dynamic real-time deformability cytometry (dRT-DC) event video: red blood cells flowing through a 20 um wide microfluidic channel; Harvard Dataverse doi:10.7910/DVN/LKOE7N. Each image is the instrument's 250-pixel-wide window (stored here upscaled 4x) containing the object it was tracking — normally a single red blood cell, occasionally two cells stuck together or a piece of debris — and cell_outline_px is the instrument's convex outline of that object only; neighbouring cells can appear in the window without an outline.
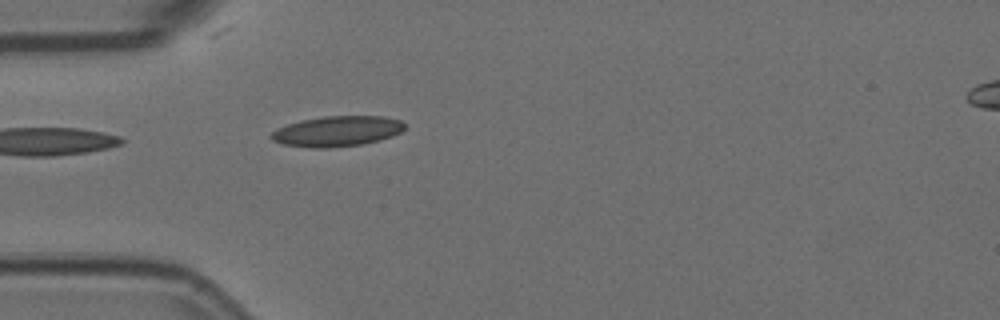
{"species": "Egyptian fruit bat (a non-hibernating species)", "species_latin": "Rousettus aegyptiacus", "temperature_condition": "room temperature", "stored_images_in_passage": 1, "camera_frame_rate_fps": 3000, "um_per_image_px": 0.085, "animal": {"sex": "female"}, "frame": {"image": 1, "passage_image": 1, "time_ms": 0.0, "image_size_px": [1000, 320], "cell_outline_px": [[404, 128], [400, 132], [392, 136], [380, 140], [364, 144], [328, 148], [312, 148], [284, 144], [272, 140], [268, 136], [276, 128], [300, 120], [324, 116], [384, 116], [400, 120], [404, 124]], "centroid_in_image_um": [28.63, 11.15], "position_along_channel_um": 56.4, "area_um2": 23.76}}